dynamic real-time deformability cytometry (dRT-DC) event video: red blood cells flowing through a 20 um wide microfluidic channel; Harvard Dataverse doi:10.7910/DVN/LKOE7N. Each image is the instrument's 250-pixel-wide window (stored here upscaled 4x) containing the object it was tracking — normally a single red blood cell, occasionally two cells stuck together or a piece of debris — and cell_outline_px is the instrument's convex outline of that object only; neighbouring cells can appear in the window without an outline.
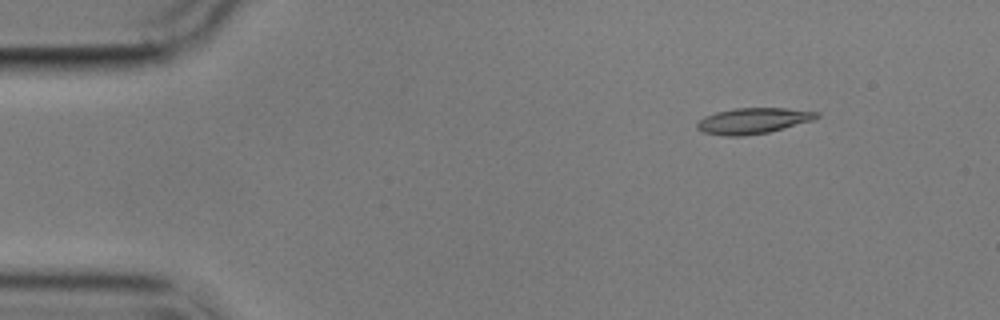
{"species": "common noctule bat (a hibernating species)", "species_latin": "Nyctalus noctula", "temperature_condition": "cold", "stored_images_in_passage": 3, "camera_frame_rate_fps": 3000, "um_per_image_px": 0.085, "animal": {"sex": "male", "body_mass_g": 17.9}, "frame": {"image": 1, "passage_image": 1, "time_ms": 0.0, "image_size_px": [1000, 320], "cell_outline_px": [[820, 116], [812, 120], [768, 132], [740, 136], [728, 136], [704, 132], [696, 128], [696, 124], [704, 116], [716, 112], [736, 108], [784, 108], [820, 112]], "centroid_in_image_um": [64.0, 10.26], "position_along_channel_um": 21.0, "area_um2": 17.74}}